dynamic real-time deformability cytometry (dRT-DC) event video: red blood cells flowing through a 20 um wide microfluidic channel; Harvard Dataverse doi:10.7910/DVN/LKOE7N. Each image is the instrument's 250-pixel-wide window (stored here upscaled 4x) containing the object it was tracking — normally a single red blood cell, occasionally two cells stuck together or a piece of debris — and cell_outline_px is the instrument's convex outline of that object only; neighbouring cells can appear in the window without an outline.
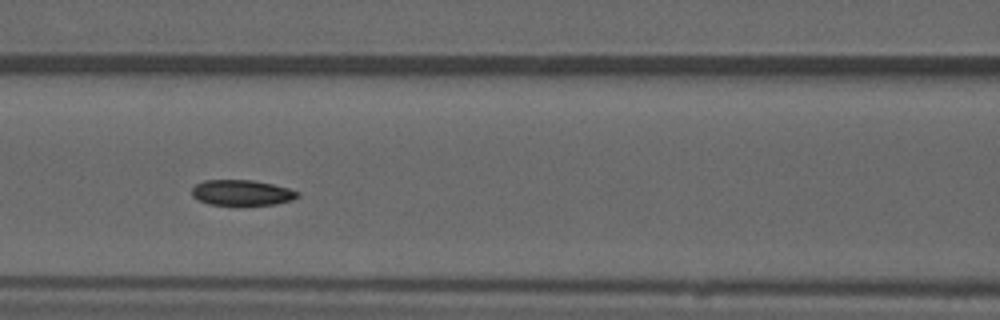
{"species": "common noctule bat (a hibernating species)", "species_latin": "Nyctalus noctula", "temperature_condition": "warm", "stored_images_in_passage": 44, "camera_frame_rate_fps": 3000, "um_per_image_px": 0.085, "animal": {"sex": "male", "forearm_length_mm": 52.5}, "frame": {"image": 1, "passage_image": 13, "time_ms": 4.0, "image_size_px": [1000, 320], "cell_outline_px": [[300, 196], [292, 200], [276, 204], [208, 204], [192, 196], [192, 188], [196, 184], [204, 180], [252, 180], [272, 184], [288, 188], [300, 192]], "centroid_in_image_um": [20.57, 16.36], "position_along_channel_um": 146.0, "area_um2": 15.55}, "authors_computed_cell_mechanics": {"area_um2": 16.2129, "velocity_mm_per_s": 3.8409, "shape_relaxation_time_tau1_ms": 5.5727, "shape_relaxation_time_tau2_ms": null, "deformation_change_tau1": 0.1024, "deformation_change_tau2": null}}